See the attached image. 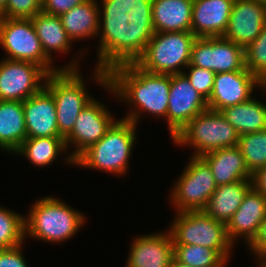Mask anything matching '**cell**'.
<instances>
[{"mask_svg":"<svg viewBox=\"0 0 266 267\" xmlns=\"http://www.w3.org/2000/svg\"><path fill=\"white\" fill-rule=\"evenodd\" d=\"M193 0H152L155 32L191 31Z\"/></svg>","mask_w":266,"mask_h":267,"instance_id":"obj_22","label":"cell"},{"mask_svg":"<svg viewBox=\"0 0 266 267\" xmlns=\"http://www.w3.org/2000/svg\"><path fill=\"white\" fill-rule=\"evenodd\" d=\"M257 267H266V263L258 264Z\"/></svg>","mask_w":266,"mask_h":267,"instance_id":"obj_45","label":"cell"},{"mask_svg":"<svg viewBox=\"0 0 266 267\" xmlns=\"http://www.w3.org/2000/svg\"><path fill=\"white\" fill-rule=\"evenodd\" d=\"M185 69H189V73L183 71L191 85L207 100L212 94L215 73L211 70L189 64Z\"/></svg>","mask_w":266,"mask_h":267,"instance_id":"obj_34","label":"cell"},{"mask_svg":"<svg viewBox=\"0 0 266 267\" xmlns=\"http://www.w3.org/2000/svg\"><path fill=\"white\" fill-rule=\"evenodd\" d=\"M26 138L23 102L0 100V149L13 154Z\"/></svg>","mask_w":266,"mask_h":267,"instance_id":"obj_23","label":"cell"},{"mask_svg":"<svg viewBox=\"0 0 266 267\" xmlns=\"http://www.w3.org/2000/svg\"><path fill=\"white\" fill-rule=\"evenodd\" d=\"M110 110L95 98L79 113L72 131L64 138L67 150L73 144L74 152L67 154L65 163L74 165V160L89 146L97 143L115 122Z\"/></svg>","mask_w":266,"mask_h":267,"instance_id":"obj_11","label":"cell"},{"mask_svg":"<svg viewBox=\"0 0 266 267\" xmlns=\"http://www.w3.org/2000/svg\"><path fill=\"white\" fill-rule=\"evenodd\" d=\"M196 38L191 31L155 32L135 63L150 73L181 74L190 64Z\"/></svg>","mask_w":266,"mask_h":267,"instance_id":"obj_5","label":"cell"},{"mask_svg":"<svg viewBox=\"0 0 266 267\" xmlns=\"http://www.w3.org/2000/svg\"><path fill=\"white\" fill-rule=\"evenodd\" d=\"M4 58L0 61V100L23 102L45 86L49 74L41 66Z\"/></svg>","mask_w":266,"mask_h":267,"instance_id":"obj_13","label":"cell"},{"mask_svg":"<svg viewBox=\"0 0 266 267\" xmlns=\"http://www.w3.org/2000/svg\"><path fill=\"white\" fill-rule=\"evenodd\" d=\"M137 125L126 119L116 120L97 143L89 146L75 160L77 167L98 169L123 175L129 169L136 143Z\"/></svg>","mask_w":266,"mask_h":267,"instance_id":"obj_3","label":"cell"},{"mask_svg":"<svg viewBox=\"0 0 266 267\" xmlns=\"http://www.w3.org/2000/svg\"><path fill=\"white\" fill-rule=\"evenodd\" d=\"M263 88L266 90V79L262 82ZM266 92V91H265Z\"/></svg>","mask_w":266,"mask_h":267,"instance_id":"obj_43","label":"cell"},{"mask_svg":"<svg viewBox=\"0 0 266 267\" xmlns=\"http://www.w3.org/2000/svg\"><path fill=\"white\" fill-rule=\"evenodd\" d=\"M66 150L63 137L26 138L13 155L25 156L35 166L45 167L52 164L60 153L64 154Z\"/></svg>","mask_w":266,"mask_h":267,"instance_id":"obj_28","label":"cell"},{"mask_svg":"<svg viewBox=\"0 0 266 267\" xmlns=\"http://www.w3.org/2000/svg\"><path fill=\"white\" fill-rule=\"evenodd\" d=\"M28 212L24 217L25 237L28 235L47 243L71 239L86 221L84 214L52 196L35 201Z\"/></svg>","mask_w":266,"mask_h":267,"instance_id":"obj_4","label":"cell"},{"mask_svg":"<svg viewBox=\"0 0 266 267\" xmlns=\"http://www.w3.org/2000/svg\"><path fill=\"white\" fill-rule=\"evenodd\" d=\"M251 188L252 181L218 185L203 211L213 219L227 225Z\"/></svg>","mask_w":266,"mask_h":267,"instance_id":"obj_24","label":"cell"},{"mask_svg":"<svg viewBox=\"0 0 266 267\" xmlns=\"http://www.w3.org/2000/svg\"><path fill=\"white\" fill-rule=\"evenodd\" d=\"M42 11V0H8L0 18L31 19Z\"/></svg>","mask_w":266,"mask_h":267,"instance_id":"obj_33","label":"cell"},{"mask_svg":"<svg viewBox=\"0 0 266 267\" xmlns=\"http://www.w3.org/2000/svg\"><path fill=\"white\" fill-rule=\"evenodd\" d=\"M105 89L134 108L122 119L137 125L143 112L166 118L170 91L168 74L147 72L135 62L116 65L108 71Z\"/></svg>","mask_w":266,"mask_h":267,"instance_id":"obj_2","label":"cell"},{"mask_svg":"<svg viewBox=\"0 0 266 267\" xmlns=\"http://www.w3.org/2000/svg\"><path fill=\"white\" fill-rule=\"evenodd\" d=\"M0 46L8 55L6 59L35 63L48 74L61 70H78L79 67L78 57H75L77 60H71L68 66L54 67L53 61L42 48L31 19L0 18Z\"/></svg>","mask_w":266,"mask_h":267,"instance_id":"obj_6","label":"cell"},{"mask_svg":"<svg viewBox=\"0 0 266 267\" xmlns=\"http://www.w3.org/2000/svg\"><path fill=\"white\" fill-rule=\"evenodd\" d=\"M22 244L13 248L0 249V267H28L22 253Z\"/></svg>","mask_w":266,"mask_h":267,"instance_id":"obj_36","label":"cell"},{"mask_svg":"<svg viewBox=\"0 0 266 267\" xmlns=\"http://www.w3.org/2000/svg\"><path fill=\"white\" fill-rule=\"evenodd\" d=\"M173 244L201 245L216 250L227 262L233 243L225 223L208 216L204 211L177 212L170 224Z\"/></svg>","mask_w":266,"mask_h":267,"instance_id":"obj_7","label":"cell"},{"mask_svg":"<svg viewBox=\"0 0 266 267\" xmlns=\"http://www.w3.org/2000/svg\"><path fill=\"white\" fill-rule=\"evenodd\" d=\"M265 216L266 198L252 187L226 225L229 240L235 245L240 237L248 246L257 236Z\"/></svg>","mask_w":266,"mask_h":267,"instance_id":"obj_19","label":"cell"},{"mask_svg":"<svg viewBox=\"0 0 266 267\" xmlns=\"http://www.w3.org/2000/svg\"><path fill=\"white\" fill-rule=\"evenodd\" d=\"M24 217L20 213L0 206V249H7L24 244Z\"/></svg>","mask_w":266,"mask_h":267,"instance_id":"obj_31","label":"cell"},{"mask_svg":"<svg viewBox=\"0 0 266 267\" xmlns=\"http://www.w3.org/2000/svg\"><path fill=\"white\" fill-rule=\"evenodd\" d=\"M45 87L54 97L59 134L65 138L72 131L79 113L94 97L87 93L79 70H61L49 74Z\"/></svg>","mask_w":266,"mask_h":267,"instance_id":"obj_9","label":"cell"},{"mask_svg":"<svg viewBox=\"0 0 266 267\" xmlns=\"http://www.w3.org/2000/svg\"><path fill=\"white\" fill-rule=\"evenodd\" d=\"M169 267H190L184 263H181L179 260H177L175 257L172 259Z\"/></svg>","mask_w":266,"mask_h":267,"instance_id":"obj_41","label":"cell"},{"mask_svg":"<svg viewBox=\"0 0 266 267\" xmlns=\"http://www.w3.org/2000/svg\"><path fill=\"white\" fill-rule=\"evenodd\" d=\"M190 64L214 73L240 71L246 68L244 48L223 36L197 37Z\"/></svg>","mask_w":266,"mask_h":267,"instance_id":"obj_12","label":"cell"},{"mask_svg":"<svg viewBox=\"0 0 266 267\" xmlns=\"http://www.w3.org/2000/svg\"><path fill=\"white\" fill-rule=\"evenodd\" d=\"M234 0H193L191 32L196 37H219L227 30Z\"/></svg>","mask_w":266,"mask_h":267,"instance_id":"obj_20","label":"cell"},{"mask_svg":"<svg viewBox=\"0 0 266 267\" xmlns=\"http://www.w3.org/2000/svg\"><path fill=\"white\" fill-rule=\"evenodd\" d=\"M128 15L132 24L153 25L152 5H136Z\"/></svg>","mask_w":266,"mask_h":267,"instance_id":"obj_38","label":"cell"},{"mask_svg":"<svg viewBox=\"0 0 266 267\" xmlns=\"http://www.w3.org/2000/svg\"><path fill=\"white\" fill-rule=\"evenodd\" d=\"M154 33L153 25L129 22V15L124 9H100L98 35L101 37L94 80L105 87L108 84V71L116 65L136 62Z\"/></svg>","mask_w":266,"mask_h":267,"instance_id":"obj_1","label":"cell"},{"mask_svg":"<svg viewBox=\"0 0 266 267\" xmlns=\"http://www.w3.org/2000/svg\"><path fill=\"white\" fill-rule=\"evenodd\" d=\"M207 109V99L191 85L183 73L170 75L166 121L172 140L190 120Z\"/></svg>","mask_w":266,"mask_h":267,"instance_id":"obj_14","label":"cell"},{"mask_svg":"<svg viewBox=\"0 0 266 267\" xmlns=\"http://www.w3.org/2000/svg\"><path fill=\"white\" fill-rule=\"evenodd\" d=\"M36 34L41 41L46 56L53 61L52 52L70 51L72 40L65 31L59 16L45 14L42 11L31 18Z\"/></svg>","mask_w":266,"mask_h":267,"instance_id":"obj_27","label":"cell"},{"mask_svg":"<svg viewBox=\"0 0 266 267\" xmlns=\"http://www.w3.org/2000/svg\"><path fill=\"white\" fill-rule=\"evenodd\" d=\"M23 109L27 138L62 137L57 124L54 97L45 86L23 101Z\"/></svg>","mask_w":266,"mask_h":267,"instance_id":"obj_17","label":"cell"},{"mask_svg":"<svg viewBox=\"0 0 266 267\" xmlns=\"http://www.w3.org/2000/svg\"><path fill=\"white\" fill-rule=\"evenodd\" d=\"M129 249L126 267H169L174 245L168 230L135 238Z\"/></svg>","mask_w":266,"mask_h":267,"instance_id":"obj_18","label":"cell"},{"mask_svg":"<svg viewBox=\"0 0 266 267\" xmlns=\"http://www.w3.org/2000/svg\"><path fill=\"white\" fill-rule=\"evenodd\" d=\"M177 179L170 192L176 212L203 211L217 188L208 163L202 157L192 156Z\"/></svg>","mask_w":266,"mask_h":267,"instance_id":"obj_10","label":"cell"},{"mask_svg":"<svg viewBox=\"0 0 266 267\" xmlns=\"http://www.w3.org/2000/svg\"><path fill=\"white\" fill-rule=\"evenodd\" d=\"M237 146L251 175L266 166V129L239 136Z\"/></svg>","mask_w":266,"mask_h":267,"instance_id":"obj_30","label":"cell"},{"mask_svg":"<svg viewBox=\"0 0 266 267\" xmlns=\"http://www.w3.org/2000/svg\"><path fill=\"white\" fill-rule=\"evenodd\" d=\"M261 4H263L264 6H266V0H258Z\"/></svg>","mask_w":266,"mask_h":267,"instance_id":"obj_44","label":"cell"},{"mask_svg":"<svg viewBox=\"0 0 266 267\" xmlns=\"http://www.w3.org/2000/svg\"><path fill=\"white\" fill-rule=\"evenodd\" d=\"M101 3V8H119L130 13L136 5H152V0H102Z\"/></svg>","mask_w":266,"mask_h":267,"instance_id":"obj_39","label":"cell"},{"mask_svg":"<svg viewBox=\"0 0 266 267\" xmlns=\"http://www.w3.org/2000/svg\"><path fill=\"white\" fill-rule=\"evenodd\" d=\"M87 0H42V12L49 15L60 16L75 6Z\"/></svg>","mask_w":266,"mask_h":267,"instance_id":"obj_35","label":"cell"},{"mask_svg":"<svg viewBox=\"0 0 266 267\" xmlns=\"http://www.w3.org/2000/svg\"><path fill=\"white\" fill-rule=\"evenodd\" d=\"M245 67L261 82L266 79V25L257 38L244 48Z\"/></svg>","mask_w":266,"mask_h":267,"instance_id":"obj_32","label":"cell"},{"mask_svg":"<svg viewBox=\"0 0 266 267\" xmlns=\"http://www.w3.org/2000/svg\"><path fill=\"white\" fill-rule=\"evenodd\" d=\"M59 17L72 42L98 35L100 7L97 0H87Z\"/></svg>","mask_w":266,"mask_h":267,"instance_id":"obj_25","label":"cell"},{"mask_svg":"<svg viewBox=\"0 0 266 267\" xmlns=\"http://www.w3.org/2000/svg\"><path fill=\"white\" fill-rule=\"evenodd\" d=\"M202 158L210 166L217 186L252 179L238 146L221 148Z\"/></svg>","mask_w":266,"mask_h":267,"instance_id":"obj_21","label":"cell"},{"mask_svg":"<svg viewBox=\"0 0 266 267\" xmlns=\"http://www.w3.org/2000/svg\"><path fill=\"white\" fill-rule=\"evenodd\" d=\"M252 187L266 198V166L252 174Z\"/></svg>","mask_w":266,"mask_h":267,"instance_id":"obj_40","label":"cell"},{"mask_svg":"<svg viewBox=\"0 0 266 267\" xmlns=\"http://www.w3.org/2000/svg\"><path fill=\"white\" fill-rule=\"evenodd\" d=\"M262 82L247 68L240 71L215 73L212 94L207 100L208 108L220 112L226 107L241 104L252 97Z\"/></svg>","mask_w":266,"mask_h":267,"instance_id":"obj_15","label":"cell"},{"mask_svg":"<svg viewBox=\"0 0 266 267\" xmlns=\"http://www.w3.org/2000/svg\"><path fill=\"white\" fill-rule=\"evenodd\" d=\"M220 112L239 136L266 129V104L254 97Z\"/></svg>","mask_w":266,"mask_h":267,"instance_id":"obj_26","label":"cell"},{"mask_svg":"<svg viewBox=\"0 0 266 267\" xmlns=\"http://www.w3.org/2000/svg\"><path fill=\"white\" fill-rule=\"evenodd\" d=\"M248 250L256 255L259 264L266 263V216L262 221L258 234L254 240L248 245Z\"/></svg>","mask_w":266,"mask_h":267,"instance_id":"obj_37","label":"cell"},{"mask_svg":"<svg viewBox=\"0 0 266 267\" xmlns=\"http://www.w3.org/2000/svg\"><path fill=\"white\" fill-rule=\"evenodd\" d=\"M266 25V6L258 0H234L223 37L245 48Z\"/></svg>","mask_w":266,"mask_h":267,"instance_id":"obj_16","label":"cell"},{"mask_svg":"<svg viewBox=\"0 0 266 267\" xmlns=\"http://www.w3.org/2000/svg\"><path fill=\"white\" fill-rule=\"evenodd\" d=\"M174 257L190 267H225L227 261L214 249L201 245L173 244Z\"/></svg>","mask_w":266,"mask_h":267,"instance_id":"obj_29","label":"cell"},{"mask_svg":"<svg viewBox=\"0 0 266 267\" xmlns=\"http://www.w3.org/2000/svg\"><path fill=\"white\" fill-rule=\"evenodd\" d=\"M238 140L236 129L222 113L207 109L190 120L173 142L180 146H191L195 149L192 156L202 157L221 148L237 146Z\"/></svg>","mask_w":266,"mask_h":267,"instance_id":"obj_8","label":"cell"},{"mask_svg":"<svg viewBox=\"0 0 266 267\" xmlns=\"http://www.w3.org/2000/svg\"><path fill=\"white\" fill-rule=\"evenodd\" d=\"M8 0H0V13L6 8Z\"/></svg>","mask_w":266,"mask_h":267,"instance_id":"obj_42","label":"cell"}]
</instances>
